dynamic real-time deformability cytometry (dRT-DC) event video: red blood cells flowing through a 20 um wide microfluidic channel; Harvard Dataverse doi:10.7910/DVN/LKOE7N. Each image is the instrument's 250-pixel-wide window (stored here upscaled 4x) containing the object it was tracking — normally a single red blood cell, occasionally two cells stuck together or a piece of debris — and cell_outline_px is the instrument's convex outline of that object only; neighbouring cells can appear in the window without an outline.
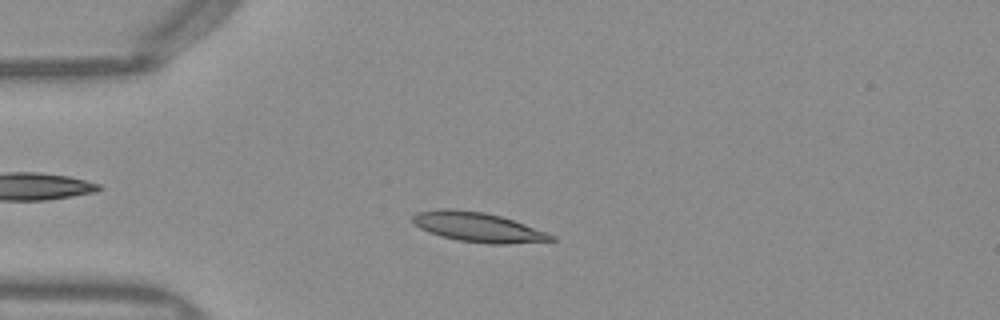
{"species": "Egyptian fruit bat (a non-hibernating species)", "species_latin": "Rousettus aegyptiacus", "temperature_condition": "warm", "stored_images_in_passage": 49, "camera_frame_rate_fps": 3000, "um_per_image_px": 0.085, "frame": {"image": 1, "passage_image": 11, "time_ms": 3.333, "image_size_px": [1000, 320], "cell_outline_px": [[556, 240], [508, 244], [488, 244], [456, 240], [440, 236], [428, 232], [412, 224], [412, 216], [416, 212], [440, 208], [452, 208], [484, 212], [500, 216], [548, 232], [556, 236]], "centroid_in_image_um": [40.59, 19.3], "position_along_channel_um": 44.4, "area_um2": 24.16}}
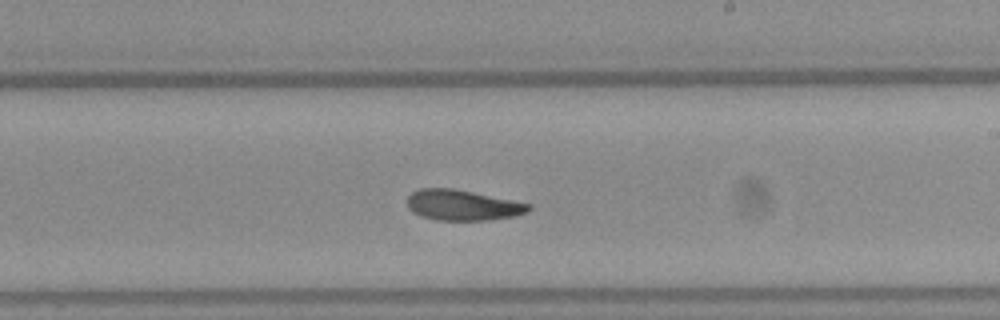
{"frame": {"image": 2, "passage_image": 28, "time_ms": 9.0, "image_size_px": [1000, 320], "cell_outline_px": [[532, 208], [528, 212], [516, 216], [488, 220], [436, 220], [420, 216], [412, 212], [408, 208], [408, 196], [412, 192], [420, 188], [452, 188], [532, 204]], "centroid_in_image_um": [39.32, 17.44], "position_along_channel_um": 249.7, "area_um2": 21.68}}
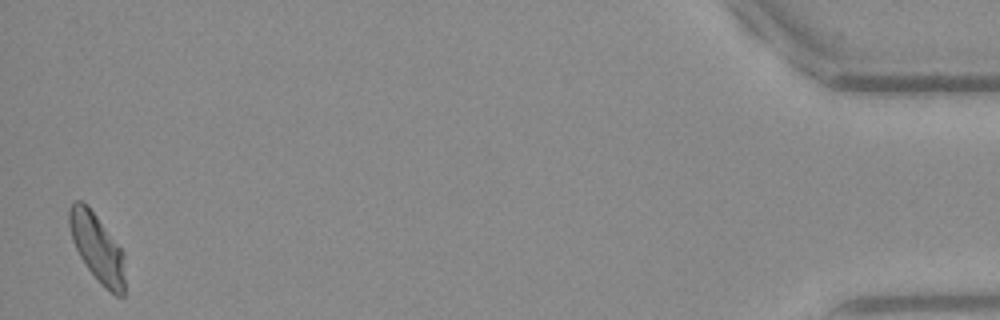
{"frame": {"image": 3, "passage_image": 48, "time_ms": 15.667, "image_size_px": [1000, 320], "cell_outline_px": [[124, 296], [116, 296], [100, 284], [88, 268], [80, 256], [72, 240], [68, 224], [68, 208], [76, 200], [80, 200], [88, 204], [124, 252]], "centroid_in_image_um": [8.25, 21.03], "position_along_channel_um": 426.9, "area_um2": 22.2}, "authors_computed_cell_mechanics": {"area_um2": 22.1952, "velocity_mm_per_s": 3.9892, "shape_relaxation_time_tau1_ms": null, "shape_relaxation_time_tau2_ms": 3.075, "deformation_change_tau1": null, "deformation_change_tau2": 0.0898}}